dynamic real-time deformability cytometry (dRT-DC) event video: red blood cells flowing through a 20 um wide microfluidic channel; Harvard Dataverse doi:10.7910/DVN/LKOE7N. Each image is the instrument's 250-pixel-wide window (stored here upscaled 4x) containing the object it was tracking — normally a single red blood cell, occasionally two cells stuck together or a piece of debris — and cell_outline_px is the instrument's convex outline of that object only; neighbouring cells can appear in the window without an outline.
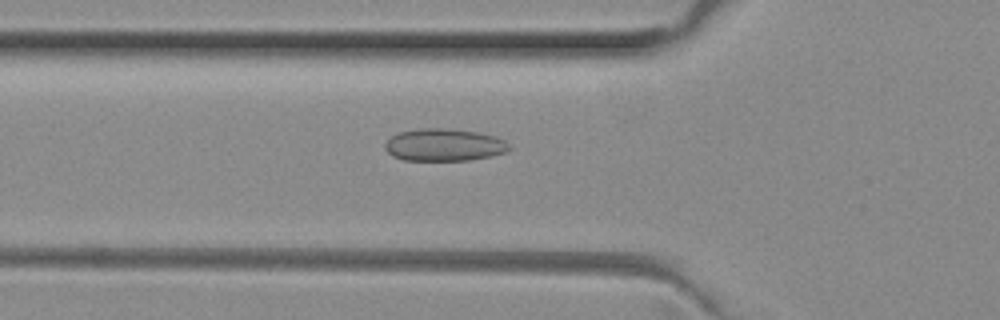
{"species": "common noctule bat (a hibernating species)", "species_latin": "Nyctalus noctula", "temperature_condition": "room temperature", "stored_images_in_passage": 36, "camera_frame_rate_fps": 3000, "um_per_image_px": 0.085, "animal": {"sex": "female", "body_mass_g": 29.2, "forearm_length_mm": 56.3}, "frame": {"image": 1, "passage_image": 3, "time_ms": 0.667, "image_size_px": [1000, 320], "cell_outline_px": [[512, 148], [504, 152], [492, 156], [468, 160], [404, 160], [392, 156], [384, 148], [384, 144], [392, 136], [400, 132], [420, 128], [444, 128], [476, 132], [496, 136], [504, 140]], "centroid_in_image_um": [37.74, 12.32], "position_along_channel_um": 88.1, "area_um2": 23.35}}
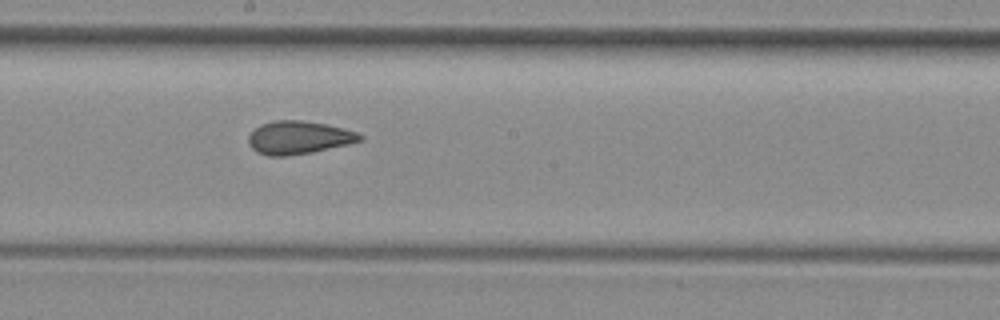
{"frame": {"image": 2, "passage_image": 13, "time_ms": 4.0, "image_size_px": [1000, 320], "cell_outline_px": [[364, 140], [348, 144], [312, 152], [288, 156], [268, 156], [256, 152], [252, 148], [248, 140], [248, 136], [260, 124], [276, 120], [304, 120], [324, 124], [356, 132], [364, 136]], "centroid_in_image_um": [25.37, 11.7], "position_along_channel_um": 222.8, "area_um2": 21.39}}
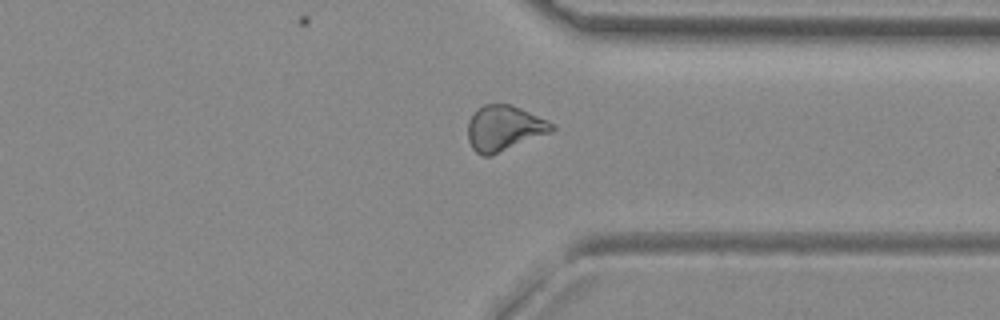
{"frame": {"image": 3, "passage_image": 24, "time_ms": 7.667, "image_size_px": [1000, 320], "cell_outline_px": [[556, 128], [552, 132], [488, 156], [484, 156], [476, 152], [472, 148], [468, 140], [468, 120], [484, 104], [512, 104], [548, 120]], "centroid_in_image_um": [42.86, 10.88], "position_along_channel_um": 368.5, "area_um2": 21.96}, "authors_computed_cell_mechanics": {"area_um2": 21.6172, "velocity_mm_per_s": 4.0233, "shape_relaxation_time_tau1_ms": null, "shape_relaxation_time_tau2_ms": 1.6208, "deformation_change_tau1": null, "deformation_change_tau2": 0.0805}}